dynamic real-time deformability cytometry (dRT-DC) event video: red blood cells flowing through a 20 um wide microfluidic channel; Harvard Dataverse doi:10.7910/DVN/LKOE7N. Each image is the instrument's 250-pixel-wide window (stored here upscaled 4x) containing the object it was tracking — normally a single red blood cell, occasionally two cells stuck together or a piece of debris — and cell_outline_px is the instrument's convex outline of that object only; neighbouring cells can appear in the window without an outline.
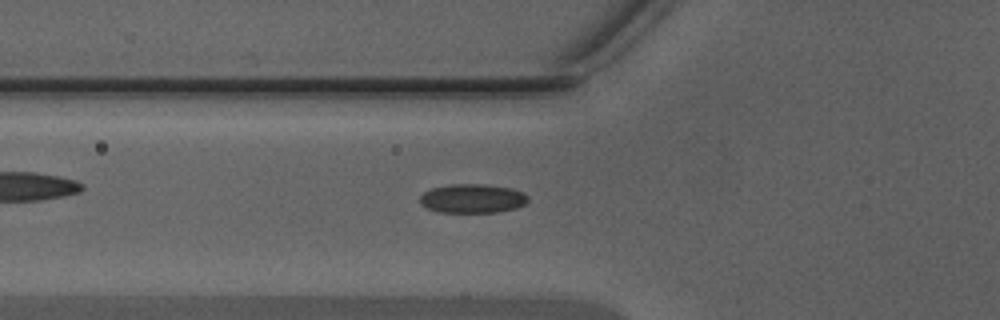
{"species": "Egyptian fruit bat (a non-hibernating species)", "species_latin": "Rousettus aegyptiacus", "temperature_condition": "warm", "stored_images_in_passage": 31, "camera_frame_rate_fps": 3000, "um_per_image_px": 0.085, "animal": {"sex": "male"}, "frame": {"image": 1, "passage_image": 7, "time_ms": 2.0, "image_size_px": [1000, 320], "cell_outline_px": [[528, 200], [524, 204], [516, 208], [500, 212], [440, 212], [428, 208], [420, 204], [420, 196], [424, 192], [432, 188], [452, 184], [484, 184], [512, 188], [524, 192], [528, 196]], "centroid_in_image_um": [40.18, 16.87], "position_along_channel_um": 85.6, "area_um2": 18.32}}
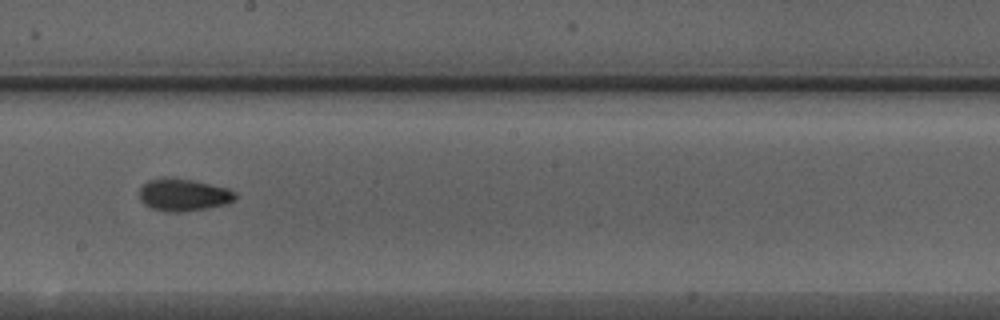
{"frame": {"image": 2, "passage_image": 17, "time_ms": 5.333, "image_size_px": [1000, 320], "cell_outline_px": [[236, 200], [224, 204], [208, 208], [176, 212], [168, 212], [152, 208], [144, 204], [140, 200], [140, 188], [148, 180], [164, 176], [192, 180], [228, 188], [236, 192]], "centroid_in_image_um": [15.59, 16.55], "position_along_channel_um": 232.6, "area_um2": 18.09}}
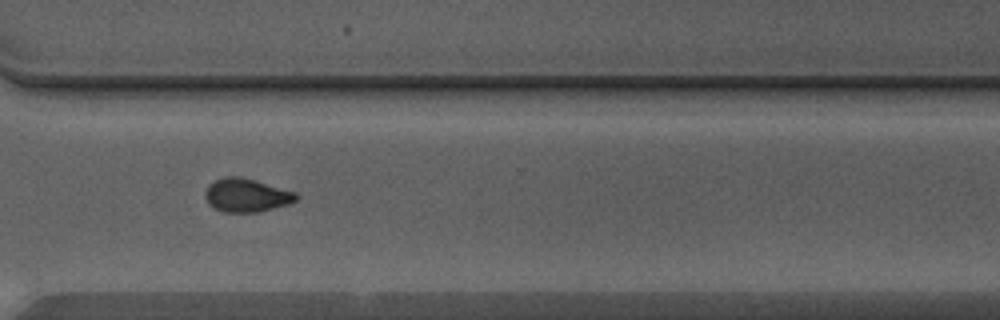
{"frame": {"image": 3, "passage_image": 25, "time_ms": 8.0, "image_size_px": [1000, 320], "cell_outline_px": [[300, 196], [296, 200], [288, 204], [256, 212], [224, 212], [208, 204], [204, 196], [204, 192], [208, 184], [224, 176], [240, 176], [256, 180], [296, 192]], "centroid_in_image_um": [20.93, 16.58], "position_along_channel_um": 349.7, "area_um2": 17.8}, "authors_computed_cell_mechanics": {"area_um2": 17.7446, "velocity_mm_per_s": 4.3992, "shape_relaxation_time_tau1_ms": 5.655, "shape_relaxation_time_tau2_ms": 1.9265, "deformation_change_tau1": 0.1359, "deformation_change_tau2": 0.0687}}